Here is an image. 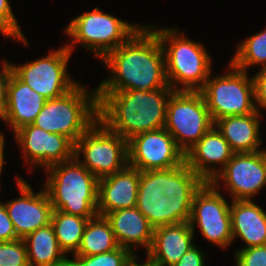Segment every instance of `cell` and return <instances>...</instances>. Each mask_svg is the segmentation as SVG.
I'll list each match as a JSON object with an SVG mask.
<instances>
[{
	"mask_svg": "<svg viewBox=\"0 0 266 266\" xmlns=\"http://www.w3.org/2000/svg\"><path fill=\"white\" fill-rule=\"evenodd\" d=\"M184 162L185 153L165 128L128 140V165L139 171L171 169Z\"/></svg>",
	"mask_w": 266,
	"mask_h": 266,
	"instance_id": "cell-13",
	"label": "cell"
},
{
	"mask_svg": "<svg viewBox=\"0 0 266 266\" xmlns=\"http://www.w3.org/2000/svg\"><path fill=\"white\" fill-rule=\"evenodd\" d=\"M20 197L4 203L15 232L20 239L51 223L53 207L46 190L34 189L20 176H16Z\"/></svg>",
	"mask_w": 266,
	"mask_h": 266,
	"instance_id": "cell-16",
	"label": "cell"
},
{
	"mask_svg": "<svg viewBox=\"0 0 266 266\" xmlns=\"http://www.w3.org/2000/svg\"><path fill=\"white\" fill-rule=\"evenodd\" d=\"M77 215H70L59 210H53L51 224L61 250L74 255L81 243L83 232L88 220Z\"/></svg>",
	"mask_w": 266,
	"mask_h": 266,
	"instance_id": "cell-26",
	"label": "cell"
},
{
	"mask_svg": "<svg viewBox=\"0 0 266 266\" xmlns=\"http://www.w3.org/2000/svg\"><path fill=\"white\" fill-rule=\"evenodd\" d=\"M235 253V266H266V245L239 249Z\"/></svg>",
	"mask_w": 266,
	"mask_h": 266,
	"instance_id": "cell-31",
	"label": "cell"
},
{
	"mask_svg": "<svg viewBox=\"0 0 266 266\" xmlns=\"http://www.w3.org/2000/svg\"><path fill=\"white\" fill-rule=\"evenodd\" d=\"M71 55L66 45H63L32 62L9 64L12 73L32 90L46 99H54L65 95L79 83L67 70Z\"/></svg>",
	"mask_w": 266,
	"mask_h": 266,
	"instance_id": "cell-11",
	"label": "cell"
},
{
	"mask_svg": "<svg viewBox=\"0 0 266 266\" xmlns=\"http://www.w3.org/2000/svg\"><path fill=\"white\" fill-rule=\"evenodd\" d=\"M4 148H5V136L2 132H0V176L3 172V166H4Z\"/></svg>",
	"mask_w": 266,
	"mask_h": 266,
	"instance_id": "cell-36",
	"label": "cell"
},
{
	"mask_svg": "<svg viewBox=\"0 0 266 266\" xmlns=\"http://www.w3.org/2000/svg\"><path fill=\"white\" fill-rule=\"evenodd\" d=\"M173 92L172 88L97 91L99 120L127 141L165 128L167 103Z\"/></svg>",
	"mask_w": 266,
	"mask_h": 266,
	"instance_id": "cell-3",
	"label": "cell"
},
{
	"mask_svg": "<svg viewBox=\"0 0 266 266\" xmlns=\"http://www.w3.org/2000/svg\"><path fill=\"white\" fill-rule=\"evenodd\" d=\"M128 266H155L148 260H146L143 264L142 262L138 263V256L134 258V260Z\"/></svg>",
	"mask_w": 266,
	"mask_h": 266,
	"instance_id": "cell-38",
	"label": "cell"
},
{
	"mask_svg": "<svg viewBox=\"0 0 266 266\" xmlns=\"http://www.w3.org/2000/svg\"><path fill=\"white\" fill-rule=\"evenodd\" d=\"M30 266H69V257L61 250L51 223L23 238Z\"/></svg>",
	"mask_w": 266,
	"mask_h": 266,
	"instance_id": "cell-24",
	"label": "cell"
},
{
	"mask_svg": "<svg viewBox=\"0 0 266 266\" xmlns=\"http://www.w3.org/2000/svg\"><path fill=\"white\" fill-rule=\"evenodd\" d=\"M254 200H231L230 216L233 241L246 244L241 249L266 245V213Z\"/></svg>",
	"mask_w": 266,
	"mask_h": 266,
	"instance_id": "cell-23",
	"label": "cell"
},
{
	"mask_svg": "<svg viewBox=\"0 0 266 266\" xmlns=\"http://www.w3.org/2000/svg\"><path fill=\"white\" fill-rule=\"evenodd\" d=\"M98 119L97 88L89 92L79 82L65 95L47 99L32 124L47 132L64 135L75 144Z\"/></svg>",
	"mask_w": 266,
	"mask_h": 266,
	"instance_id": "cell-6",
	"label": "cell"
},
{
	"mask_svg": "<svg viewBox=\"0 0 266 266\" xmlns=\"http://www.w3.org/2000/svg\"><path fill=\"white\" fill-rule=\"evenodd\" d=\"M252 78L256 111L261 114L260 108L266 110V68L260 69Z\"/></svg>",
	"mask_w": 266,
	"mask_h": 266,
	"instance_id": "cell-32",
	"label": "cell"
},
{
	"mask_svg": "<svg viewBox=\"0 0 266 266\" xmlns=\"http://www.w3.org/2000/svg\"><path fill=\"white\" fill-rule=\"evenodd\" d=\"M19 239L3 202H0V241Z\"/></svg>",
	"mask_w": 266,
	"mask_h": 266,
	"instance_id": "cell-33",
	"label": "cell"
},
{
	"mask_svg": "<svg viewBox=\"0 0 266 266\" xmlns=\"http://www.w3.org/2000/svg\"><path fill=\"white\" fill-rule=\"evenodd\" d=\"M46 100L11 72L6 84L5 124L14 132L32 124Z\"/></svg>",
	"mask_w": 266,
	"mask_h": 266,
	"instance_id": "cell-20",
	"label": "cell"
},
{
	"mask_svg": "<svg viewBox=\"0 0 266 266\" xmlns=\"http://www.w3.org/2000/svg\"><path fill=\"white\" fill-rule=\"evenodd\" d=\"M215 187L231 194L232 200H252L266 186V154L264 150L234 153L225 168L211 181Z\"/></svg>",
	"mask_w": 266,
	"mask_h": 266,
	"instance_id": "cell-14",
	"label": "cell"
},
{
	"mask_svg": "<svg viewBox=\"0 0 266 266\" xmlns=\"http://www.w3.org/2000/svg\"><path fill=\"white\" fill-rule=\"evenodd\" d=\"M226 68L229 72L210 75L200 90L213 121L256 111L253 78L230 62Z\"/></svg>",
	"mask_w": 266,
	"mask_h": 266,
	"instance_id": "cell-9",
	"label": "cell"
},
{
	"mask_svg": "<svg viewBox=\"0 0 266 266\" xmlns=\"http://www.w3.org/2000/svg\"><path fill=\"white\" fill-rule=\"evenodd\" d=\"M100 61L110 71L97 91L171 88L166 77L165 56L158 36L143 26L124 44Z\"/></svg>",
	"mask_w": 266,
	"mask_h": 266,
	"instance_id": "cell-1",
	"label": "cell"
},
{
	"mask_svg": "<svg viewBox=\"0 0 266 266\" xmlns=\"http://www.w3.org/2000/svg\"><path fill=\"white\" fill-rule=\"evenodd\" d=\"M95 7L71 20L65 33L71 37L66 48L72 53L82 45L101 60L108 52L126 43L142 26L129 24Z\"/></svg>",
	"mask_w": 266,
	"mask_h": 266,
	"instance_id": "cell-7",
	"label": "cell"
},
{
	"mask_svg": "<svg viewBox=\"0 0 266 266\" xmlns=\"http://www.w3.org/2000/svg\"><path fill=\"white\" fill-rule=\"evenodd\" d=\"M44 172L46 190L53 210L83 218L97 215L99 179L75 157L50 166Z\"/></svg>",
	"mask_w": 266,
	"mask_h": 266,
	"instance_id": "cell-5",
	"label": "cell"
},
{
	"mask_svg": "<svg viewBox=\"0 0 266 266\" xmlns=\"http://www.w3.org/2000/svg\"><path fill=\"white\" fill-rule=\"evenodd\" d=\"M20 146L24 162L33 166H50L74 157V143L64 135L47 132L36 125L28 124L13 132Z\"/></svg>",
	"mask_w": 266,
	"mask_h": 266,
	"instance_id": "cell-15",
	"label": "cell"
},
{
	"mask_svg": "<svg viewBox=\"0 0 266 266\" xmlns=\"http://www.w3.org/2000/svg\"><path fill=\"white\" fill-rule=\"evenodd\" d=\"M194 237L189 222L155 228L146 259L155 266H173L195 245Z\"/></svg>",
	"mask_w": 266,
	"mask_h": 266,
	"instance_id": "cell-19",
	"label": "cell"
},
{
	"mask_svg": "<svg viewBox=\"0 0 266 266\" xmlns=\"http://www.w3.org/2000/svg\"><path fill=\"white\" fill-rule=\"evenodd\" d=\"M119 244L105 216L96 215L88 220L80 246L74 255L92 256L117 249Z\"/></svg>",
	"mask_w": 266,
	"mask_h": 266,
	"instance_id": "cell-25",
	"label": "cell"
},
{
	"mask_svg": "<svg viewBox=\"0 0 266 266\" xmlns=\"http://www.w3.org/2000/svg\"><path fill=\"white\" fill-rule=\"evenodd\" d=\"M140 171L129 165L122 171L99 179L97 214L137 205Z\"/></svg>",
	"mask_w": 266,
	"mask_h": 266,
	"instance_id": "cell-18",
	"label": "cell"
},
{
	"mask_svg": "<svg viewBox=\"0 0 266 266\" xmlns=\"http://www.w3.org/2000/svg\"><path fill=\"white\" fill-rule=\"evenodd\" d=\"M147 26L162 45L169 86L174 91H200L212 73V58L203 43L185 37L177 27Z\"/></svg>",
	"mask_w": 266,
	"mask_h": 266,
	"instance_id": "cell-4",
	"label": "cell"
},
{
	"mask_svg": "<svg viewBox=\"0 0 266 266\" xmlns=\"http://www.w3.org/2000/svg\"><path fill=\"white\" fill-rule=\"evenodd\" d=\"M261 114L254 111L248 115L227 116L214 121L234 153H251L264 150L260 138Z\"/></svg>",
	"mask_w": 266,
	"mask_h": 266,
	"instance_id": "cell-22",
	"label": "cell"
},
{
	"mask_svg": "<svg viewBox=\"0 0 266 266\" xmlns=\"http://www.w3.org/2000/svg\"><path fill=\"white\" fill-rule=\"evenodd\" d=\"M233 154L228 142L213 126L185 153V162L204 182H211L225 168ZM215 165L221 167L217 169Z\"/></svg>",
	"mask_w": 266,
	"mask_h": 266,
	"instance_id": "cell-17",
	"label": "cell"
},
{
	"mask_svg": "<svg viewBox=\"0 0 266 266\" xmlns=\"http://www.w3.org/2000/svg\"><path fill=\"white\" fill-rule=\"evenodd\" d=\"M235 55L230 63L242 71H248L249 67L260 65V69L266 68V28L239 42Z\"/></svg>",
	"mask_w": 266,
	"mask_h": 266,
	"instance_id": "cell-27",
	"label": "cell"
},
{
	"mask_svg": "<svg viewBox=\"0 0 266 266\" xmlns=\"http://www.w3.org/2000/svg\"><path fill=\"white\" fill-rule=\"evenodd\" d=\"M83 156V161L79 158ZM74 157L98 179L128 166V141L96 120L74 144Z\"/></svg>",
	"mask_w": 266,
	"mask_h": 266,
	"instance_id": "cell-8",
	"label": "cell"
},
{
	"mask_svg": "<svg viewBox=\"0 0 266 266\" xmlns=\"http://www.w3.org/2000/svg\"><path fill=\"white\" fill-rule=\"evenodd\" d=\"M221 186L218 188L211 182H205L195 193L189 223L194 234V225H198L204 239L226 249L233 243V236L230 204L220 193Z\"/></svg>",
	"mask_w": 266,
	"mask_h": 266,
	"instance_id": "cell-12",
	"label": "cell"
},
{
	"mask_svg": "<svg viewBox=\"0 0 266 266\" xmlns=\"http://www.w3.org/2000/svg\"><path fill=\"white\" fill-rule=\"evenodd\" d=\"M0 72V97H6V84L12 72L8 60L3 61Z\"/></svg>",
	"mask_w": 266,
	"mask_h": 266,
	"instance_id": "cell-35",
	"label": "cell"
},
{
	"mask_svg": "<svg viewBox=\"0 0 266 266\" xmlns=\"http://www.w3.org/2000/svg\"><path fill=\"white\" fill-rule=\"evenodd\" d=\"M204 183L186 162L171 169L140 171L136 207L154 229L189 222L193 197Z\"/></svg>",
	"mask_w": 266,
	"mask_h": 266,
	"instance_id": "cell-2",
	"label": "cell"
},
{
	"mask_svg": "<svg viewBox=\"0 0 266 266\" xmlns=\"http://www.w3.org/2000/svg\"><path fill=\"white\" fill-rule=\"evenodd\" d=\"M0 266H30L23 239L0 241Z\"/></svg>",
	"mask_w": 266,
	"mask_h": 266,
	"instance_id": "cell-29",
	"label": "cell"
},
{
	"mask_svg": "<svg viewBox=\"0 0 266 266\" xmlns=\"http://www.w3.org/2000/svg\"><path fill=\"white\" fill-rule=\"evenodd\" d=\"M120 247L134 253V247H151L154 228L137 207L114 210L105 215ZM135 245V246H134Z\"/></svg>",
	"mask_w": 266,
	"mask_h": 266,
	"instance_id": "cell-21",
	"label": "cell"
},
{
	"mask_svg": "<svg viewBox=\"0 0 266 266\" xmlns=\"http://www.w3.org/2000/svg\"><path fill=\"white\" fill-rule=\"evenodd\" d=\"M205 256V253L194 245L173 266H206Z\"/></svg>",
	"mask_w": 266,
	"mask_h": 266,
	"instance_id": "cell-34",
	"label": "cell"
},
{
	"mask_svg": "<svg viewBox=\"0 0 266 266\" xmlns=\"http://www.w3.org/2000/svg\"><path fill=\"white\" fill-rule=\"evenodd\" d=\"M5 100L6 97H0V119H2L3 122H5L6 119Z\"/></svg>",
	"mask_w": 266,
	"mask_h": 266,
	"instance_id": "cell-37",
	"label": "cell"
},
{
	"mask_svg": "<svg viewBox=\"0 0 266 266\" xmlns=\"http://www.w3.org/2000/svg\"><path fill=\"white\" fill-rule=\"evenodd\" d=\"M214 126L200 91H174L168 100L165 129L186 153Z\"/></svg>",
	"mask_w": 266,
	"mask_h": 266,
	"instance_id": "cell-10",
	"label": "cell"
},
{
	"mask_svg": "<svg viewBox=\"0 0 266 266\" xmlns=\"http://www.w3.org/2000/svg\"><path fill=\"white\" fill-rule=\"evenodd\" d=\"M0 33L3 37L14 38L16 41L28 45V41L13 14L9 0H0Z\"/></svg>",
	"mask_w": 266,
	"mask_h": 266,
	"instance_id": "cell-30",
	"label": "cell"
},
{
	"mask_svg": "<svg viewBox=\"0 0 266 266\" xmlns=\"http://www.w3.org/2000/svg\"><path fill=\"white\" fill-rule=\"evenodd\" d=\"M136 256L126 248L118 247L112 251L92 256L73 255L69 266H128Z\"/></svg>",
	"mask_w": 266,
	"mask_h": 266,
	"instance_id": "cell-28",
	"label": "cell"
}]
</instances>
